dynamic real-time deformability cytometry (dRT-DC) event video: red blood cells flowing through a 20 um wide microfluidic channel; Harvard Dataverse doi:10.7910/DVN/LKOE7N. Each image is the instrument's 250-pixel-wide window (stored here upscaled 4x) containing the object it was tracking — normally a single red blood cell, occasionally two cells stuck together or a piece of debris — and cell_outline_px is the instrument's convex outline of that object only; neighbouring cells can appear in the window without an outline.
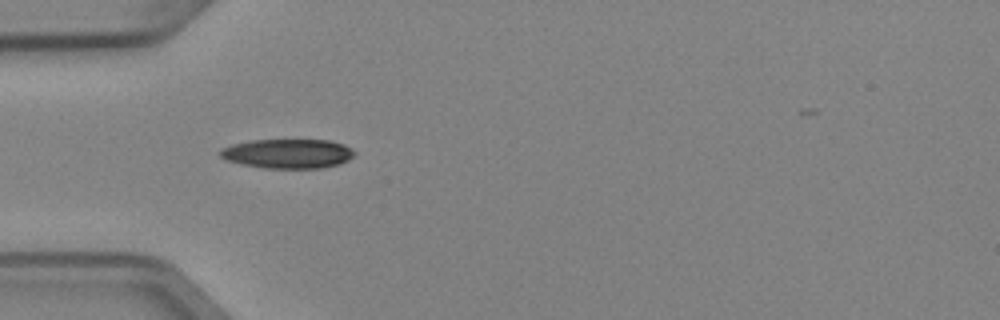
{"species": "Egyptian fruit bat (a non-hibernating species)", "species_latin": "Rousettus aegyptiacus", "temperature_condition": "cold", "stored_images_in_passage": 37, "camera_frame_rate_fps": 3000, "um_per_image_px": 0.085, "animal": {"sex": "female"}, "frame": {"image": 1, "passage_image": 6, "time_ms": 1.667, "image_size_px": [1000, 320], "cell_outline_px": [[356, 152], [348, 160], [340, 164], [320, 168], [264, 168], [240, 164], [228, 160], [220, 156], [220, 148], [232, 144], [252, 140], [328, 140], [344, 144], [352, 148]], "centroid_in_image_um": [24.47, 13.06], "position_along_channel_um": 60.5, "area_um2": 23.06}}
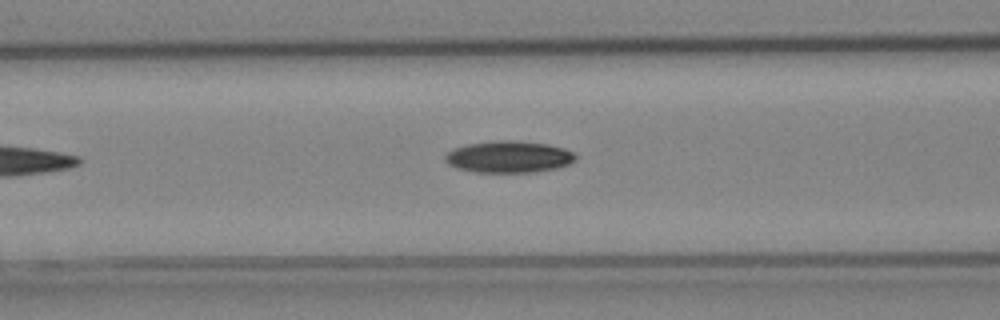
{"frame": {"image": 2, "passage_image": 11, "time_ms": 3.333, "image_size_px": [1000, 320], "cell_outline_px": [[576, 160], [568, 164], [556, 168], [536, 172], [476, 172], [456, 168], [448, 164], [444, 160], [444, 156], [448, 152], [456, 148], [468, 144], [496, 140], [516, 140], [548, 144], [564, 148], [572, 152], [576, 156]], "centroid_in_image_um": [43.25, 13.33], "position_along_channel_um": 123.4, "area_um2": 24.16}, "authors_computed_cell_mechanics": {"area_um2": 22.7154, "velocity_mm_per_s": 3.9794, "shape_relaxation_time_tau1_ms": 3.2003, "shape_relaxation_time_tau2_ms": null, "deformation_change_tau1": 0.1059, "deformation_change_tau2": null}}